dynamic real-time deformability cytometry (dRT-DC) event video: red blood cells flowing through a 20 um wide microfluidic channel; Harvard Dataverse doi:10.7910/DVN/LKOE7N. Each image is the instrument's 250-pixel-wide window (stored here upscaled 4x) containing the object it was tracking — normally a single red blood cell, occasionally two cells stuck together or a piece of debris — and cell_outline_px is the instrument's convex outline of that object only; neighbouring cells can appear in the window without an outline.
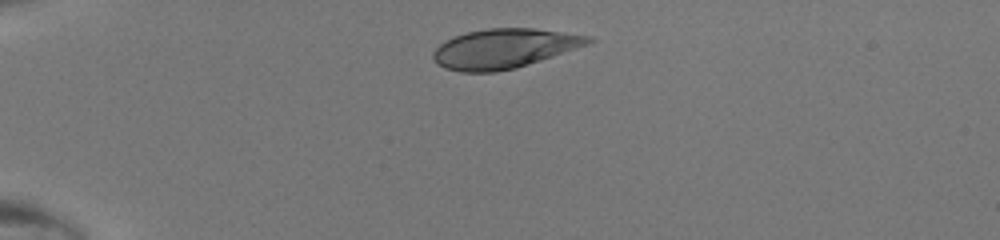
{"species": "human", "species_latin": "Homo sapiens", "temperature_condition": "room temperature", "stored_images_in_passage": 36, "camera_frame_rate_fps": 3000, "um_per_image_px": 0.085, "donor": {"sex": "male"}, "frame": {"image": 1, "passage_image": 1, "time_ms": 0.0, "image_size_px": [1000, 240], "cell_outline_px": [[596, 40], [588, 44], [516, 68], [496, 72], [460, 72], [444, 68], [436, 64], [432, 56], [432, 52], [444, 40], [468, 32], [488, 28], [532, 28], [592, 36]], "centroid_in_image_um": [42.82, 4.13], "position_along_channel_um": 42.2, "area_um2": 35.6}}
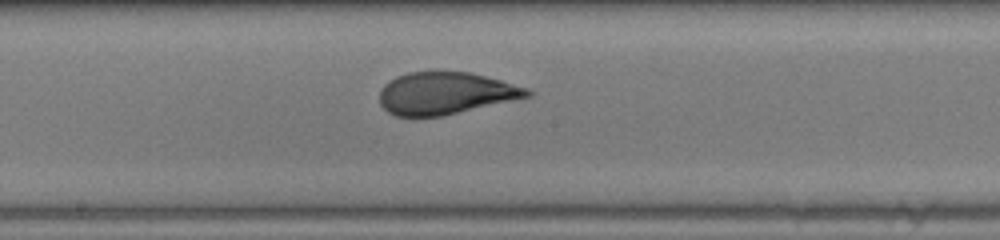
{"frame": {"image": 2, "passage_image": 16, "time_ms": 5.0, "image_size_px": [1000, 240], "cell_outline_px": [[532, 96], [440, 116], [396, 116], [388, 112], [380, 104], [380, 92], [384, 84], [396, 76], [408, 72], [468, 72], [500, 80], [528, 88], [532, 92]], "centroid_in_image_um": [37.85, 7.93], "position_along_channel_um": 210.3, "area_um2": 35.89}}
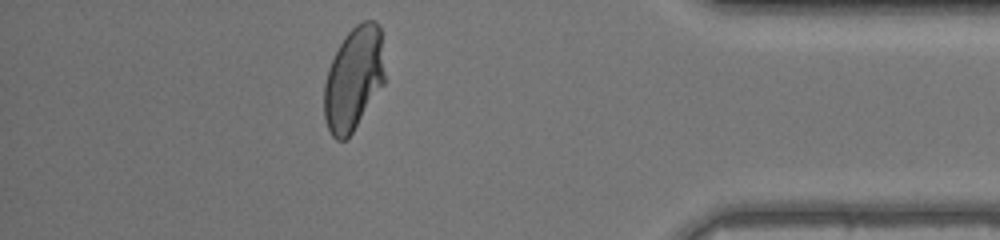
{"frame": {"image": 3, "passage_image": 31, "time_ms": 10.0, "image_size_px": [1000, 240], "cell_outline_px": [[384, 84], [352, 132], [344, 140], [336, 140], [332, 136], [328, 128], [324, 116], [324, 84], [328, 68], [344, 36], [356, 24], [364, 20], [376, 20], [380, 24], [384, 72]], "centroid_in_image_um": [30.06, 6.66], "position_along_channel_um": 405.1, "area_um2": 36.41}}